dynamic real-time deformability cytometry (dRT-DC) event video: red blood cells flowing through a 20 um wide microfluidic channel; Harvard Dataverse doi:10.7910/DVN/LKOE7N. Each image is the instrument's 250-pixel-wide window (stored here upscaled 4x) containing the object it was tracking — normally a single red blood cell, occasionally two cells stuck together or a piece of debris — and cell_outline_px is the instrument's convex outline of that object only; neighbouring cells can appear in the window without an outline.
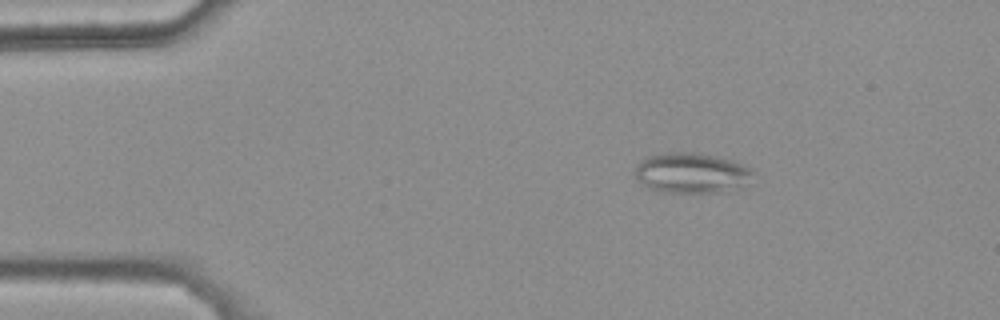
{"species": "common noctule bat (a hibernating species)", "species_latin": "Nyctalus noctula", "temperature_condition": "warm", "stored_images_in_passage": 45, "camera_frame_rate_fps": 3000, "um_per_image_px": 0.085, "animal": {"sex": "female", "body_mass_g": 25.1}, "frame": {"image": 1, "passage_image": 7, "time_ms": 2.0, "image_size_px": [1000, 320], "cell_outline_px": [[756, 184], [736, 192], [668, 192], [648, 188], [636, 176], [636, 168], [648, 156], [664, 152], [692, 152], [716, 156], [732, 160], [756, 172]], "centroid_in_image_um": [58.99, 14.73], "position_along_channel_um": 26.0, "area_um2": 28.38}}
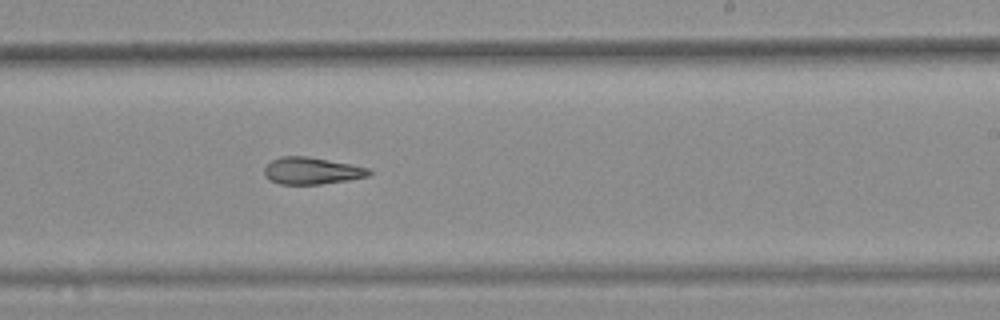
{"frame": {"image": 2, "passage_image": 31, "time_ms": 10.0, "image_size_px": [1000, 320], "cell_outline_px": [[372, 172], [368, 176], [348, 180], [320, 184], [280, 184], [264, 176], [264, 168], [272, 160], [280, 156], [304, 156], [352, 164], [372, 168]], "centroid_in_image_um": [26.52, 14.51], "position_along_channel_um": 262.5, "area_um2": 16.42}}
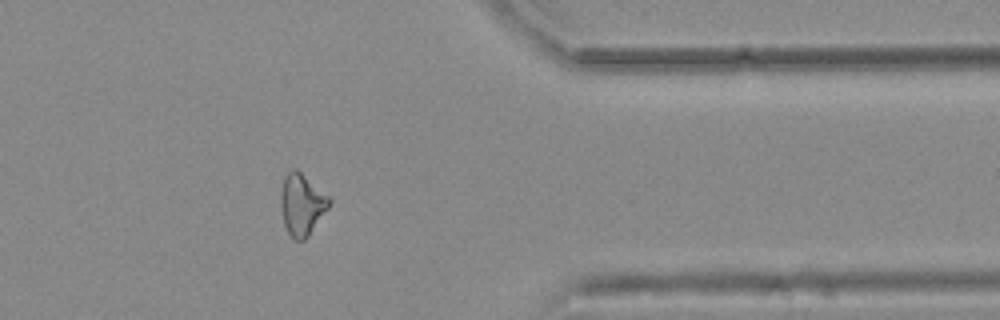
{"frame": {"image": 3, "passage_image": 42, "time_ms": 13.667, "image_size_px": [1000, 320], "cell_outline_px": [[332, 200], [328, 208], [308, 236], [304, 240], [296, 240], [288, 232], [284, 224], [280, 204], [280, 192], [284, 176], [292, 168], [296, 168], [332, 196]], "centroid_in_image_um": [25.68, 17.32], "position_along_channel_um": 385.7, "area_um2": 17.69}, "authors_computed_cell_mechanics": {"area_um2": 17.5134, "velocity_mm_per_s": 3.7622, "shape_relaxation_time_tau1_ms": null, "shape_relaxation_time_tau2_ms": 7.4926, "deformation_change_tau1": null, "deformation_change_tau2": 0.199}}